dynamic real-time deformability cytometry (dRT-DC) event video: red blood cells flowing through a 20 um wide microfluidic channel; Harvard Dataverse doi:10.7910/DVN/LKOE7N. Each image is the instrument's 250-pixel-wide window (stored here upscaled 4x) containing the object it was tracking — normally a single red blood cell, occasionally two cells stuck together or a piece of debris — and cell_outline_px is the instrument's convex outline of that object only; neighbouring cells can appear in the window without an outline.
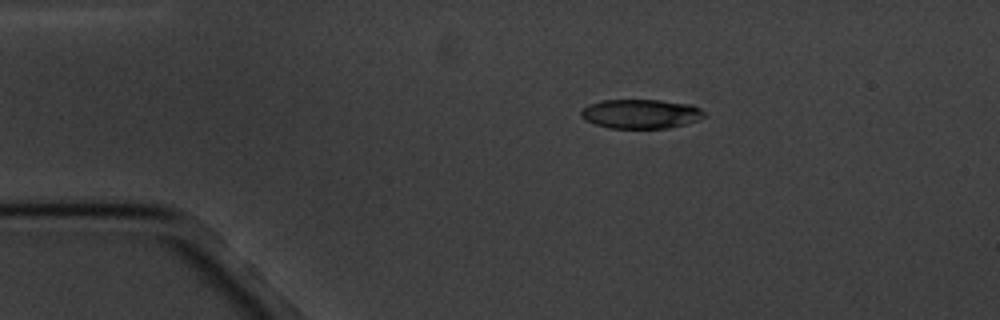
{"species": "common noctule bat (a hibernating species)", "species_latin": "Nyctalus noctula", "temperature_condition": "cold", "stored_images_in_passage": 14, "camera_frame_rate_fps": 3000, "um_per_image_px": 0.085, "animal": {"sex": "male", "body_mass_g": 20.1, "forearm_length_mm": 53.5}, "frame": {"image": 1, "passage_image": 1, "time_ms": 0.0, "image_size_px": [1000, 320], "cell_outline_px": [[708, 116], [684, 124], [668, 128], [612, 128], [596, 124], [584, 120], [580, 116], [580, 112], [588, 104], [604, 100], [660, 100], [692, 104], [708, 112]], "centroid_in_image_um": [54.51, 9.67], "position_along_channel_um": 30.5, "area_um2": 21.15}}
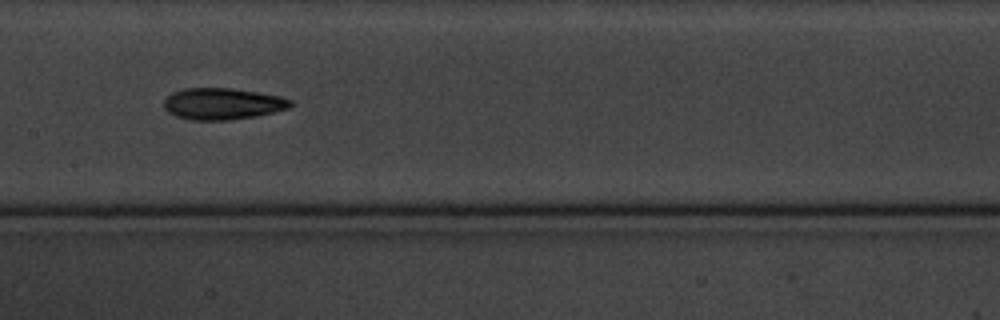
{"frame": {"image": 2, "passage_image": 6, "time_ms": 6.0, "image_size_px": [1000, 320], "cell_outline_px": [[292, 104], [288, 108], [256, 116], [228, 120], [192, 120], [176, 116], [168, 112], [164, 108], [164, 100], [172, 92], [184, 88], [232, 88], [280, 96], [292, 100]], "centroid_in_image_um": [18.89, 8.82], "position_along_channel_um": 188.5, "area_um2": 23.18}}
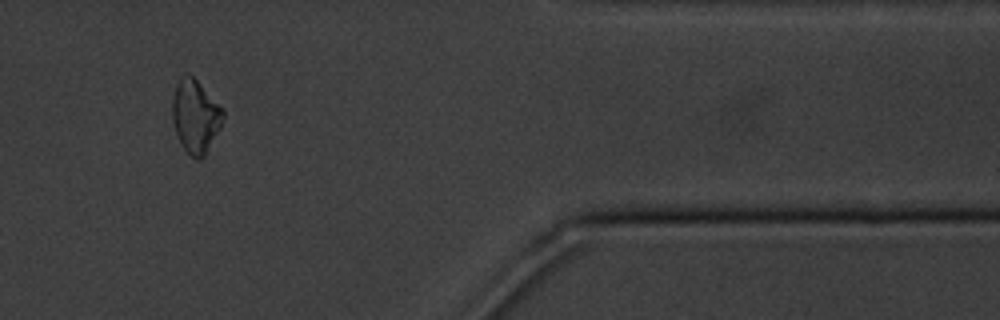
{"frame": {"image": 3, "passage_image": 12, "time_ms": 13.0, "image_size_px": [1000, 320], "cell_outline_px": [[224, 116], [220, 128], [204, 156], [200, 160], [196, 160], [180, 144], [172, 120], [172, 100], [176, 84], [180, 76], [188, 72], [224, 108]], "centroid_in_image_um": [16.61, 9.87], "position_along_channel_um": 394.8, "area_um2": 21.68}, "authors_computed_cell_mechanics": {"area_um2": 22.2241, "velocity_mm_per_s": 3.37, "shape_relaxation_time_tau1_ms": 5.1414, "shape_relaxation_time_tau2_ms": 7.3838, "deformation_change_tau1": 0.1122, "deformation_change_tau2": 0.1037}}